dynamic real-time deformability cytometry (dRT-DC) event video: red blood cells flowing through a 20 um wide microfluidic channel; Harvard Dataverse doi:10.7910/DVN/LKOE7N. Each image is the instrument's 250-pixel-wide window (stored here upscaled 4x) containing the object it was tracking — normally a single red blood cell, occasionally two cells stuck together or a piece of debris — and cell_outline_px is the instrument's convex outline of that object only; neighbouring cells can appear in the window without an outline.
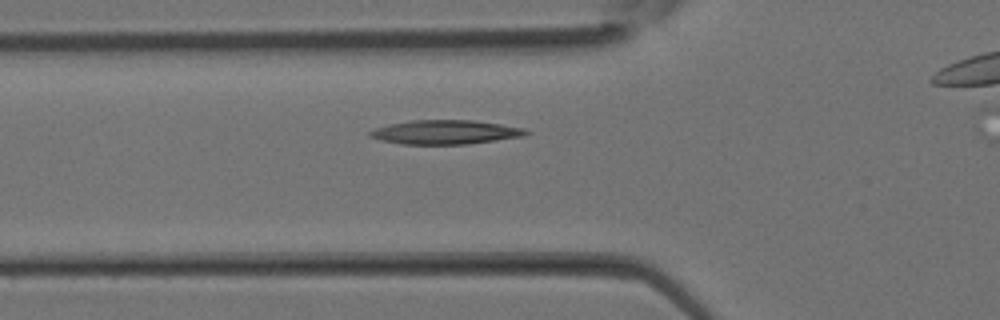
{"species": "Egyptian fruit bat (a non-hibernating species)", "species_latin": "Rousettus aegyptiacus", "temperature_condition": "room temperature", "stored_images_in_passage": 19, "camera_frame_rate_fps": 3000, "um_per_image_px": 0.085, "animal": {"sex": "female"}, "frame": {"image": 1, "passage_image": 3, "time_ms": 0.667, "image_size_px": [1000, 320], "cell_outline_px": [[532, 132], [524, 136], [468, 144], [400, 144], [380, 140], [372, 136], [368, 132], [376, 128], [388, 124], [412, 120], [472, 120], [500, 124], [524, 128]], "centroid_in_image_um": [37.88, 11.23], "position_along_channel_um": 87.9, "area_um2": 21.85}}
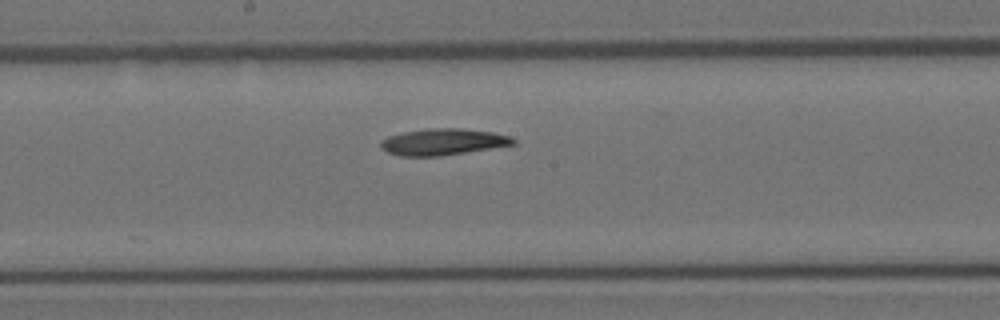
{"frame": {"image": 2, "passage_image": 9, "time_ms": 2.667, "image_size_px": [1000, 320], "cell_outline_px": [[516, 144], [440, 156], [400, 156], [388, 152], [380, 144], [380, 140], [388, 136], [404, 132], [428, 128], [460, 128], [492, 132], [508, 136], [516, 140]], "centroid_in_image_um": [37.64, 12.05], "position_along_channel_um": 210.6, "area_um2": 20.23}}
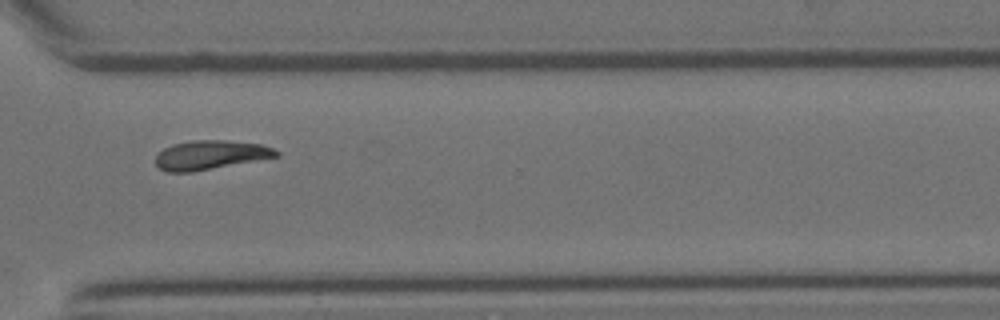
{"frame": {"image": 3, "passage_image": 16, "time_ms": 5.0, "image_size_px": [1000, 320], "cell_outline_px": [[280, 156], [192, 172], [168, 172], [160, 168], [156, 164], [156, 156], [164, 148], [172, 144], [192, 140], [224, 140], [260, 144], [272, 148], [280, 152]], "centroid_in_image_um": [17.88, 13.17], "position_along_channel_um": 352.7, "area_um2": 20.35}}